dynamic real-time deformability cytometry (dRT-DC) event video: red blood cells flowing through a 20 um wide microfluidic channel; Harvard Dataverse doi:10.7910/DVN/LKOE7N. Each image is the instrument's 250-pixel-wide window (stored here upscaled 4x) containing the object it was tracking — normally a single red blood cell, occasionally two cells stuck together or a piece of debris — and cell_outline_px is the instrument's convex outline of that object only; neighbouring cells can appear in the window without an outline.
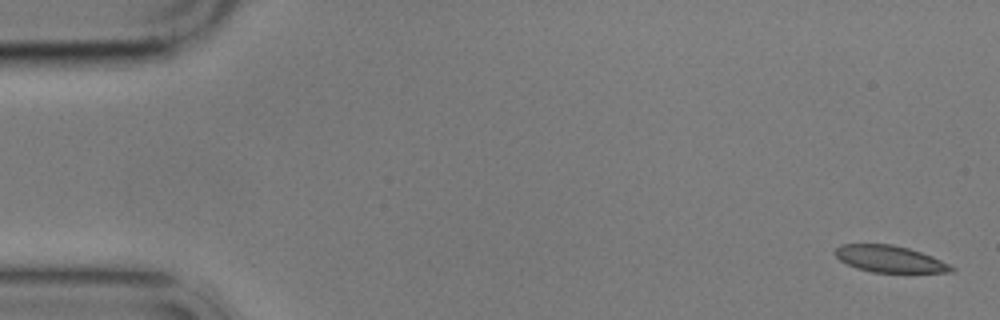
{"species": "common noctule bat (a hibernating species)", "species_latin": "Nyctalus noctula", "temperature_condition": "cold", "stored_images_in_passage": 10, "camera_frame_rate_fps": 3000, "um_per_image_px": 0.085, "animal": {"sex": "male", "body_mass_g": 17.9}, "frame": {"image": 1, "passage_image": 1, "time_ms": 0.0, "image_size_px": [1000, 320], "cell_outline_px": [[956, 268], [952, 272], [872, 272], [856, 268], [840, 260], [836, 256], [836, 248], [840, 244], [892, 244], [908, 248], [932, 256]], "centroid_in_image_um": [75.62, 22.01], "position_along_channel_um": 9.4, "area_um2": 17.86}}
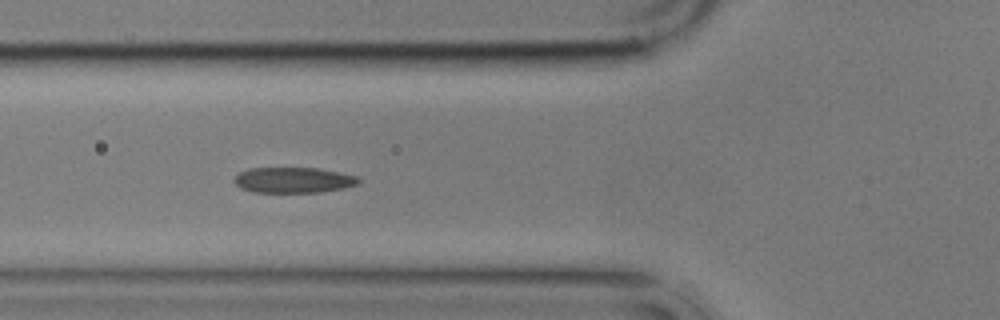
{"frame": {"image": 2, "passage_image": 6, "time_ms": 6.333, "image_size_px": [1000, 320], "cell_outline_px": [[360, 184], [344, 188], [320, 192], [252, 192], [240, 188], [232, 180], [240, 172], [248, 168], [320, 168], [340, 172], [356, 176], [360, 180]], "centroid_in_image_um": [24.94, 15.3], "position_along_channel_um": 100.9, "area_um2": 18.67}}
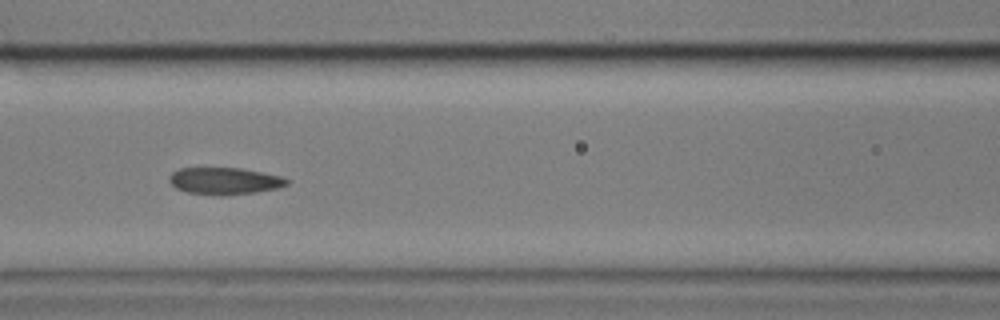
{"frame": {"image": 3, "passage_image": 7, "time_ms": 7.667, "image_size_px": [1000, 320], "cell_outline_px": [[292, 180], [288, 184], [280, 188], [256, 192], [228, 196], [220, 196], [188, 192], [176, 188], [168, 180], [168, 176], [172, 172], [180, 168], [240, 168], [284, 176]], "centroid_in_image_um": [19.14, 15.39], "position_along_channel_um": 147.5, "area_um2": 18.84}}